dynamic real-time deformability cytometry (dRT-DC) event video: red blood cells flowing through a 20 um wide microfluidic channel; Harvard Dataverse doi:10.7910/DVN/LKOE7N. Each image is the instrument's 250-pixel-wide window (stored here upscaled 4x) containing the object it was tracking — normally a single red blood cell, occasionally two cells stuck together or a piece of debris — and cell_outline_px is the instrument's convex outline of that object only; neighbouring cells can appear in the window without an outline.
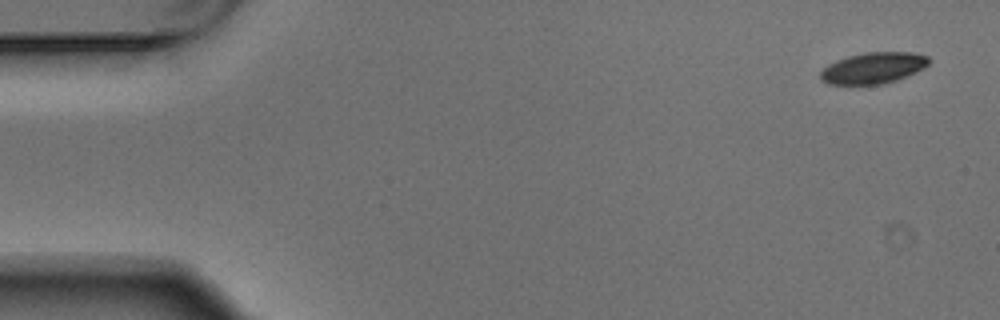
{"species": "Egyptian fruit bat (a non-hibernating species)", "species_latin": "Rousettus aegyptiacus", "temperature_condition": "warm", "stored_images_in_passage": 6, "segment_of_instrument_passage": [2, 2], "camera_frame_rate_fps": 3000, "um_per_image_px": 0.085, "animal": {"sex": "male"}, "frame": {"image": 1, "passage_image": 6, "time_ms": 1.667, "image_size_px": [1000, 320], "cell_outline_px": [[932, 60], [924, 68], [896, 80], [884, 84], [828, 84], [820, 80], [820, 72], [828, 64], [836, 60], [848, 56], [864, 52], [912, 52], [928, 56]], "centroid_in_image_um": [74.23, 5.77], "position_along_channel_um": 10.8, "area_um2": 19.77}}